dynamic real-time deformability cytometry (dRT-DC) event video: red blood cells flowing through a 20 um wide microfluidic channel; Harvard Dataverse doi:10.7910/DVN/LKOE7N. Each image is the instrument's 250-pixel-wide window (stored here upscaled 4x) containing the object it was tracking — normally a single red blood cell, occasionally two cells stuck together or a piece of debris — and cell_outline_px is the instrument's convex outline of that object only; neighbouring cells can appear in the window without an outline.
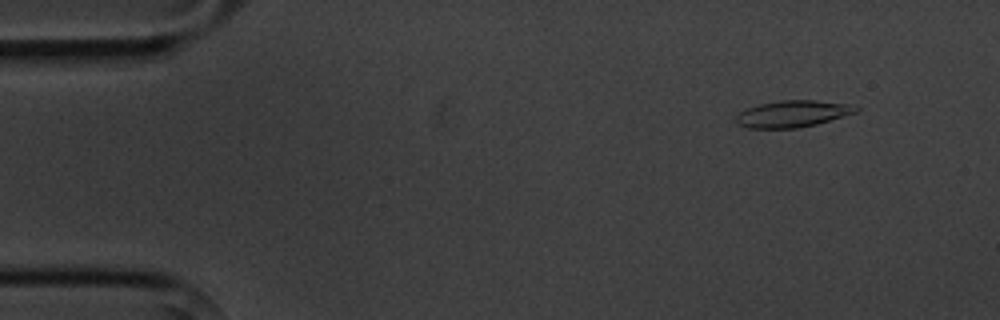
{"species": "common noctule bat (a hibernating species)", "species_latin": "Nyctalus noctula", "temperature_condition": "cold", "stored_images_in_passage": 4, "camera_frame_rate_fps": 3000, "um_per_image_px": 0.085, "animal": {"sex": "male", "body_mass_g": 20.1, "forearm_length_mm": 53.5}, "frame": {"image": 1, "passage_image": 2, "time_ms": 1.333, "image_size_px": [1000, 320], "cell_outline_px": [[860, 108], [856, 112], [816, 124], [796, 128], [748, 128], [736, 124], [736, 116], [740, 112], [748, 108], [760, 104], [780, 100], [816, 100], [848, 104]], "centroid_in_image_um": [67.34, 9.67], "position_along_channel_um": 17.7, "area_um2": 18.44}}